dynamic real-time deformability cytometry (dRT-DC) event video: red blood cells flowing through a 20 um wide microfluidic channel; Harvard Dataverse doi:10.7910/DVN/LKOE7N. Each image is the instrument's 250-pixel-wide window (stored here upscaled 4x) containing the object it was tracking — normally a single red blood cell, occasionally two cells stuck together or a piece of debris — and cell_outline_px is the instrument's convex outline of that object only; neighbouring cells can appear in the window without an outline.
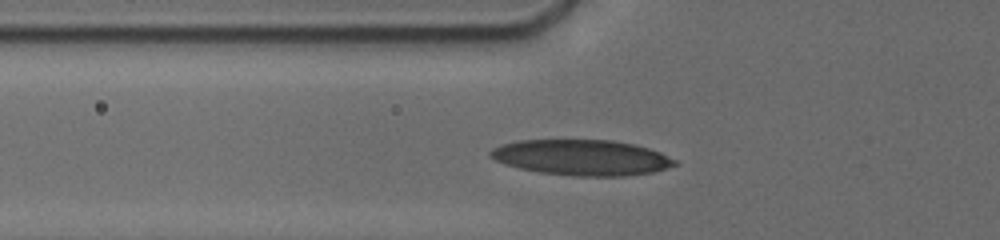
{"species": "human", "species_latin": "Homo sapiens", "temperature_condition": "cold", "stored_images_in_passage": 26, "camera_frame_rate_fps": 3000, "um_per_image_px": 0.085, "donor": {"sex": "male"}, "frame": {"image": 1, "passage_image": 8, "time_ms": 4.0, "image_size_px": [1000, 240], "cell_outline_px": [[680, 164], [668, 168], [652, 172], [624, 176], [572, 176], [540, 172], [520, 168], [504, 164], [488, 156], [488, 152], [492, 148], [504, 144], [520, 140], [612, 140], [632, 144], [648, 148], [660, 152], [676, 160]], "centroid_in_image_um": [49.45, 13.39], "position_along_channel_um": 76.3, "area_um2": 38.26}}
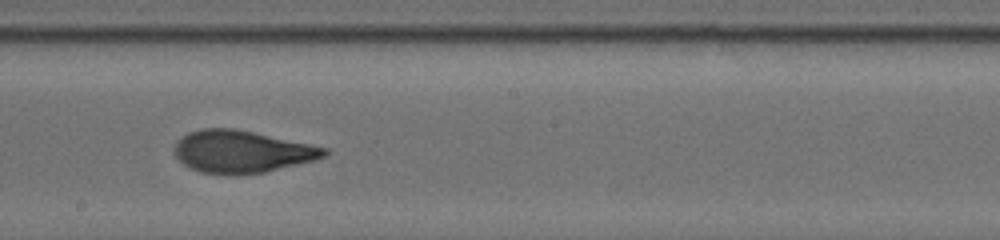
{"frame": {"image": 2, "passage_image": 18, "time_ms": 8.0, "image_size_px": [1000, 240], "cell_outline_px": [[328, 152], [324, 156], [312, 160], [264, 172], [200, 172], [188, 168], [176, 156], [172, 148], [176, 140], [188, 132], [204, 128], [232, 128], [252, 132], [328, 148]], "centroid_in_image_um": [20.48, 12.85], "position_along_channel_um": 227.7, "area_um2": 35.89}}
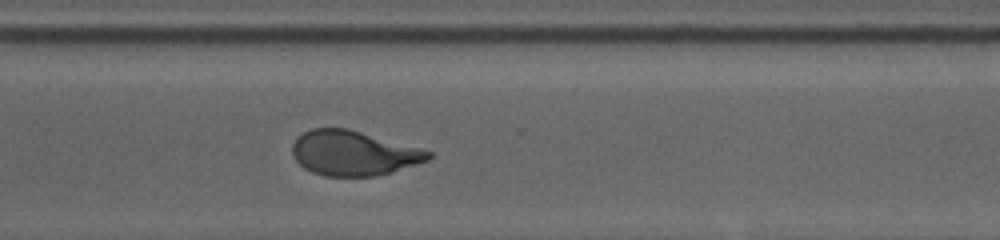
{"frame": {"image": 3, "passage_image": 26, "time_ms": 11.0, "image_size_px": [1000, 240], "cell_outline_px": [[436, 152], [428, 160], [392, 172], [376, 176], [324, 176], [312, 172], [304, 168], [296, 160], [292, 152], [292, 144], [304, 132], [312, 128], [348, 128]], "centroid_in_image_um": [30.08, 13.02], "position_along_channel_um": 340.5, "area_um2": 35.55}}